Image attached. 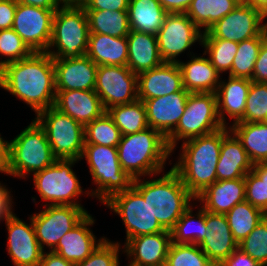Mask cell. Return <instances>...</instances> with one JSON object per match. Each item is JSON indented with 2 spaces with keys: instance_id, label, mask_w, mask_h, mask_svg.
I'll list each match as a JSON object with an SVG mask.
<instances>
[{
  "instance_id": "cell-52",
  "label": "cell",
  "mask_w": 267,
  "mask_h": 266,
  "mask_svg": "<svg viewBox=\"0 0 267 266\" xmlns=\"http://www.w3.org/2000/svg\"><path fill=\"white\" fill-rule=\"evenodd\" d=\"M167 13H186L192 0H158Z\"/></svg>"
},
{
  "instance_id": "cell-40",
  "label": "cell",
  "mask_w": 267,
  "mask_h": 266,
  "mask_svg": "<svg viewBox=\"0 0 267 266\" xmlns=\"http://www.w3.org/2000/svg\"><path fill=\"white\" fill-rule=\"evenodd\" d=\"M203 45V46H202ZM201 46L204 54H209L211 64L220 75L231 71L233 60L238 50V43L225 39H202Z\"/></svg>"
},
{
  "instance_id": "cell-4",
  "label": "cell",
  "mask_w": 267,
  "mask_h": 266,
  "mask_svg": "<svg viewBox=\"0 0 267 266\" xmlns=\"http://www.w3.org/2000/svg\"><path fill=\"white\" fill-rule=\"evenodd\" d=\"M171 153L166 138L150 127L138 133L122 135L117 146L122 170L133 180L141 176L160 175Z\"/></svg>"
},
{
  "instance_id": "cell-45",
  "label": "cell",
  "mask_w": 267,
  "mask_h": 266,
  "mask_svg": "<svg viewBox=\"0 0 267 266\" xmlns=\"http://www.w3.org/2000/svg\"><path fill=\"white\" fill-rule=\"evenodd\" d=\"M120 247V242L106 238L85 260L75 266H119Z\"/></svg>"
},
{
  "instance_id": "cell-6",
  "label": "cell",
  "mask_w": 267,
  "mask_h": 266,
  "mask_svg": "<svg viewBox=\"0 0 267 266\" xmlns=\"http://www.w3.org/2000/svg\"><path fill=\"white\" fill-rule=\"evenodd\" d=\"M84 158L88 163L92 183L98 186L91 192L87 190V196H94L104 203L114 194L132 186L133 179L122 170L119 163L117 147L84 144L80 161Z\"/></svg>"
},
{
  "instance_id": "cell-20",
  "label": "cell",
  "mask_w": 267,
  "mask_h": 266,
  "mask_svg": "<svg viewBox=\"0 0 267 266\" xmlns=\"http://www.w3.org/2000/svg\"><path fill=\"white\" fill-rule=\"evenodd\" d=\"M56 91L94 90L98 66L86 55L53 58Z\"/></svg>"
},
{
  "instance_id": "cell-10",
  "label": "cell",
  "mask_w": 267,
  "mask_h": 266,
  "mask_svg": "<svg viewBox=\"0 0 267 266\" xmlns=\"http://www.w3.org/2000/svg\"><path fill=\"white\" fill-rule=\"evenodd\" d=\"M36 116L34 119L44 129L53 155L57 159L80 160L85 143L84 126L54 106Z\"/></svg>"
},
{
  "instance_id": "cell-55",
  "label": "cell",
  "mask_w": 267,
  "mask_h": 266,
  "mask_svg": "<svg viewBox=\"0 0 267 266\" xmlns=\"http://www.w3.org/2000/svg\"><path fill=\"white\" fill-rule=\"evenodd\" d=\"M21 4L41 7L45 9H58L61 5L57 0H16Z\"/></svg>"
},
{
  "instance_id": "cell-50",
  "label": "cell",
  "mask_w": 267,
  "mask_h": 266,
  "mask_svg": "<svg viewBox=\"0 0 267 266\" xmlns=\"http://www.w3.org/2000/svg\"><path fill=\"white\" fill-rule=\"evenodd\" d=\"M218 266H263L251 256L237 248L227 259Z\"/></svg>"
},
{
  "instance_id": "cell-15",
  "label": "cell",
  "mask_w": 267,
  "mask_h": 266,
  "mask_svg": "<svg viewBox=\"0 0 267 266\" xmlns=\"http://www.w3.org/2000/svg\"><path fill=\"white\" fill-rule=\"evenodd\" d=\"M57 9H45L17 2L12 29L32 52H46L52 37Z\"/></svg>"
},
{
  "instance_id": "cell-8",
  "label": "cell",
  "mask_w": 267,
  "mask_h": 266,
  "mask_svg": "<svg viewBox=\"0 0 267 266\" xmlns=\"http://www.w3.org/2000/svg\"><path fill=\"white\" fill-rule=\"evenodd\" d=\"M223 127L218 114L216 93H190L176 128L166 137L167 145L174 152L178 141L184 142Z\"/></svg>"
},
{
  "instance_id": "cell-29",
  "label": "cell",
  "mask_w": 267,
  "mask_h": 266,
  "mask_svg": "<svg viewBox=\"0 0 267 266\" xmlns=\"http://www.w3.org/2000/svg\"><path fill=\"white\" fill-rule=\"evenodd\" d=\"M127 67L136 75L163 64L157 37L153 34L130 30L127 36Z\"/></svg>"
},
{
  "instance_id": "cell-19",
  "label": "cell",
  "mask_w": 267,
  "mask_h": 266,
  "mask_svg": "<svg viewBox=\"0 0 267 266\" xmlns=\"http://www.w3.org/2000/svg\"><path fill=\"white\" fill-rule=\"evenodd\" d=\"M172 243L171 232L140 235L130 238L122 247L128 266H165Z\"/></svg>"
},
{
  "instance_id": "cell-12",
  "label": "cell",
  "mask_w": 267,
  "mask_h": 266,
  "mask_svg": "<svg viewBox=\"0 0 267 266\" xmlns=\"http://www.w3.org/2000/svg\"><path fill=\"white\" fill-rule=\"evenodd\" d=\"M88 211L72 205H48L31 216L37 241L43 251L45 246L52 251L60 238L78 224Z\"/></svg>"
},
{
  "instance_id": "cell-26",
  "label": "cell",
  "mask_w": 267,
  "mask_h": 266,
  "mask_svg": "<svg viewBox=\"0 0 267 266\" xmlns=\"http://www.w3.org/2000/svg\"><path fill=\"white\" fill-rule=\"evenodd\" d=\"M195 199L205 211L227 214L236 204L245 201V178L217 180Z\"/></svg>"
},
{
  "instance_id": "cell-35",
  "label": "cell",
  "mask_w": 267,
  "mask_h": 266,
  "mask_svg": "<svg viewBox=\"0 0 267 266\" xmlns=\"http://www.w3.org/2000/svg\"><path fill=\"white\" fill-rule=\"evenodd\" d=\"M121 135L141 132L148 128L146 109L143 101L137 99L128 104L115 105L106 110Z\"/></svg>"
},
{
  "instance_id": "cell-16",
  "label": "cell",
  "mask_w": 267,
  "mask_h": 266,
  "mask_svg": "<svg viewBox=\"0 0 267 266\" xmlns=\"http://www.w3.org/2000/svg\"><path fill=\"white\" fill-rule=\"evenodd\" d=\"M95 92L105 110L138 99L137 75L127 66H98Z\"/></svg>"
},
{
  "instance_id": "cell-1",
  "label": "cell",
  "mask_w": 267,
  "mask_h": 266,
  "mask_svg": "<svg viewBox=\"0 0 267 266\" xmlns=\"http://www.w3.org/2000/svg\"><path fill=\"white\" fill-rule=\"evenodd\" d=\"M0 87L22 100L35 112L55 104V69L53 58L46 52H33L29 57L0 68Z\"/></svg>"
},
{
  "instance_id": "cell-59",
  "label": "cell",
  "mask_w": 267,
  "mask_h": 266,
  "mask_svg": "<svg viewBox=\"0 0 267 266\" xmlns=\"http://www.w3.org/2000/svg\"><path fill=\"white\" fill-rule=\"evenodd\" d=\"M239 3H244L246 4L249 0H237Z\"/></svg>"
},
{
  "instance_id": "cell-37",
  "label": "cell",
  "mask_w": 267,
  "mask_h": 266,
  "mask_svg": "<svg viewBox=\"0 0 267 266\" xmlns=\"http://www.w3.org/2000/svg\"><path fill=\"white\" fill-rule=\"evenodd\" d=\"M192 213L193 205H191L176 222L175 227L171 230L173 243L198 245L204 239L206 233L205 210L202 207H200V209L198 207L196 217L194 216L195 214Z\"/></svg>"
},
{
  "instance_id": "cell-43",
  "label": "cell",
  "mask_w": 267,
  "mask_h": 266,
  "mask_svg": "<svg viewBox=\"0 0 267 266\" xmlns=\"http://www.w3.org/2000/svg\"><path fill=\"white\" fill-rule=\"evenodd\" d=\"M238 248L263 266H267V215L245 239L238 243Z\"/></svg>"
},
{
  "instance_id": "cell-9",
  "label": "cell",
  "mask_w": 267,
  "mask_h": 266,
  "mask_svg": "<svg viewBox=\"0 0 267 266\" xmlns=\"http://www.w3.org/2000/svg\"><path fill=\"white\" fill-rule=\"evenodd\" d=\"M77 159H57L52 165L33 174V183L41 199L48 205L83 207L77 200L84 194L72 167Z\"/></svg>"
},
{
  "instance_id": "cell-31",
  "label": "cell",
  "mask_w": 267,
  "mask_h": 266,
  "mask_svg": "<svg viewBox=\"0 0 267 266\" xmlns=\"http://www.w3.org/2000/svg\"><path fill=\"white\" fill-rule=\"evenodd\" d=\"M130 30L156 35L168 14L158 0H129Z\"/></svg>"
},
{
  "instance_id": "cell-21",
  "label": "cell",
  "mask_w": 267,
  "mask_h": 266,
  "mask_svg": "<svg viewBox=\"0 0 267 266\" xmlns=\"http://www.w3.org/2000/svg\"><path fill=\"white\" fill-rule=\"evenodd\" d=\"M205 223V237L198 245L218 266L238 248V242L232 235L225 214L205 211Z\"/></svg>"
},
{
  "instance_id": "cell-18",
  "label": "cell",
  "mask_w": 267,
  "mask_h": 266,
  "mask_svg": "<svg viewBox=\"0 0 267 266\" xmlns=\"http://www.w3.org/2000/svg\"><path fill=\"white\" fill-rule=\"evenodd\" d=\"M189 94L183 89L162 97L144 100L148 127L159 131L166 138L176 128L183 115Z\"/></svg>"
},
{
  "instance_id": "cell-41",
  "label": "cell",
  "mask_w": 267,
  "mask_h": 266,
  "mask_svg": "<svg viewBox=\"0 0 267 266\" xmlns=\"http://www.w3.org/2000/svg\"><path fill=\"white\" fill-rule=\"evenodd\" d=\"M165 266H215L199 245L171 243Z\"/></svg>"
},
{
  "instance_id": "cell-7",
  "label": "cell",
  "mask_w": 267,
  "mask_h": 266,
  "mask_svg": "<svg viewBox=\"0 0 267 266\" xmlns=\"http://www.w3.org/2000/svg\"><path fill=\"white\" fill-rule=\"evenodd\" d=\"M56 160L44 129L34 119L10 141L8 175L26 178L47 168Z\"/></svg>"
},
{
  "instance_id": "cell-27",
  "label": "cell",
  "mask_w": 267,
  "mask_h": 266,
  "mask_svg": "<svg viewBox=\"0 0 267 266\" xmlns=\"http://www.w3.org/2000/svg\"><path fill=\"white\" fill-rule=\"evenodd\" d=\"M250 86L251 80L246 78L228 76L227 82L226 80H220L216 97L219 118L224 127H229L226 116L230 120L233 119L232 125L243 118Z\"/></svg>"
},
{
  "instance_id": "cell-5",
  "label": "cell",
  "mask_w": 267,
  "mask_h": 266,
  "mask_svg": "<svg viewBox=\"0 0 267 266\" xmlns=\"http://www.w3.org/2000/svg\"><path fill=\"white\" fill-rule=\"evenodd\" d=\"M88 37L85 8L82 5L60 6L53 17L52 37L46 53L52 58L63 59L86 55Z\"/></svg>"
},
{
  "instance_id": "cell-54",
  "label": "cell",
  "mask_w": 267,
  "mask_h": 266,
  "mask_svg": "<svg viewBox=\"0 0 267 266\" xmlns=\"http://www.w3.org/2000/svg\"><path fill=\"white\" fill-rule=\"evenodd\" d=\"M10 164V141L4 140L0 134V173L8 175Z\"/></svg>"
},
{
  "instance_id": "cell-60",
  "label": "cell",
  "mask_w": 267,
  "mask_h": 266,
  "mask_svg": "<svg viewBox=\"0 0 267 266\" xmlns=\"http://www.w3.org/2000/svg\"><path fill=\"white\" fill-rule=\"evenodd\" d=\"M263 123H265L267 125V116H266L265 120L263 121Z\"/></svg>"
},
{
  "instance_id": "cell-49",
  "label": "cell",
  "mask_w": 267,
  "mask_h": 266,
  "mask_svg": "<svg viewBox=\"0 0 267 266\" xmlns=\"http://www.w3.org/2000/svg\"><path fill=\"white\" fill-rule=\"evenodd\" d=\"M16 4V0H0V30L12 28Z\"/></svg>"
},
{
  "instance_id": "cell-39",
  "label": "cell",
  "mask_w": 267,
  "mask_h": 266,
  "mask_svg": "<svg viewBox=\"0 0 267 266\" xmlns=\"http://www.w3.org/2000/svg\"><path fill=\"white\" fill-rule=\"evenodd\" d=\"M84 131V144H97L108 147H117L122 136L120 129L116 126L107 111L104 112L100 117L87 124L84 127Z\"/></svg>"
},
{
  "instance_id": "cell-24",
  "label": "cell",
  "mask_w": 267,
  "mask_h": 266,
  "mask_svg": "<svg viewBox=\"0 0 267 266\" xmlns=\"http://www.w3.org/2000/svg\"><path fill=\"white\" fill-rule=\"evenodd\" d=\"M54 107L84 127L106 112L95 90L56 91Z\"/></svg>"
},
{
  "instance_id": "cell-25",
  "label": "cell",
  "mask_w": 267,
  "mask_h": 266,
  "mask_svg": "<svg viewBox=\"0 0 267 266\" xmlns=\"http://www.w3.org/2000/svg\"><path fill=\"white\" fill-rule=\"evenodd\" d=\"M253 165L240 140L229 127H223V140L216 167L217 180L243 178L253 169Z\"/></svg>"
},
{
  "instance_id": "cell-58",
  "label": "cell",
  "mask_w": 267,
  "mask_h": 266,
  "mask_svg": "<svg viewBox=\"0 0 267 266\" xmlns=\"http://www.w3.org/2000/svg\"><path fill=\"white\" fill-rule=\"evenodd\" d=\"M61 6L83 5L85 0H57Z\"/></svg>"
},
{
  "instance_id": "cell-36",
  "label": "cell",
  "mask_w": 267,
  "mask_h": 266,
  "mask_svg": "<svg viewBox=\"0 0 267 266\" xmlns=\"http://www.w3.org/2000/svg\"><path fill=\"white\" fill-rule=\"evenodd\" d=\"M225 216L234 239L240 243L266 214L245 200L236 204Z\"/></svg>"
},
{
  "instance_id": "cell-42",
  "label": "cell",
  "mask_w": 267,
  "mask_h": 266,
  "mask_svg": "<svg viewBox=\"0 0 267 266\" xmlns=\"http://www.w3.org/2000/svg\"><path fill=\"white\" fill-rule=\"evenodd\" d=\"M267 116V83L251 81L244 116L239 122L260 123Z\"/></svg>"
},
{
  "instance_id": "cell-51",
  "label": "cell",
  "mask_w": 267,
  "mask_h": 266,
  "mask_svg": "<svg viewBox=\"0 0 267 266\" xmlns=\"http://www.w3.org/2000/svg\"><path fill=\"white\" fill-rule=\"evenodd\" d=\"M10 193L11 191L0 183V221H6L15 215V213L12 212L13 198H11L12 195Z\"/></svg>"
},
{
  "instance_id": "cell-46",
  "label": "cell",
  "mask_w": 267,
  "mask_h": 266,
  "mask_svg": "<svg viewBox=\"0 0 267 266\" xmlns=\"http://www.w3.org/2000/svg\"><path fill=\"white\" fill-rule=\"evenodd\" d=\"M245 178V200L267 215V185L253 171H249Z\"/></svg>"
},
{
  "instance_id": "cell-53",
  "label": "cell",
  "mask_w": 267,
  "mask_h": 266,
  "mask_svg": "<svg viewBox=\"0 0 267 266\" xmlns=\"http://www.w3.org/2000/svg\"><path fill=\"white\" fill-rule=\"evenodd\" d=\"M39 266H75V264H72L52 251H43Z\"/></svg>"
},
{
  "instance_id": "cell-3",
  "label": "cell",
  "mask_w": 267,
  "mask_h": 266,
  "mask_svg": "<svg viewBox=\"0 0 267 266\" xmlns=\"http://www.w3.org/2000/svg\"><path fill=\"white\" fill-rule=\"evenodd\" d=\"M162 175L152 180L136 178L132 186L148 202L153 216L160 225L171 231L182 214L192 205V199H196L172 167Z\"/></svg>"
},
{
  "instance_id": "cell-57",
  "label": "cell",
  "mask_w": 267,
  "mask_h": 266,
  "mask_svg": "<svg viewBox=\"0 0 267 266\" xmlns=\"http://www.w3.org/2000/svg\"><path fill=\"white\" fill-rule=\"evenodd\" d=\"M246 4L251 5L267 16V0H249Z\"/></svg>"
},
{
  "instance_id": "cell-56",
  "label": "cell",
  "mask_w": 267,
  "mask_h": 266,
  "mask_svg": "<svg viewBox=\"0 0 267 266\" xmlns=\"http://www.w3.org/2000/svg\"><path fill=\"white\" fill-rule=\"evenodd\" d=\"M258 176L259 178L264 181L267 185V162L263 163H257L253 165L252 169Z\"/></svg>"
},
{
  "instance_id": "cell-38",
  "label": "cell",
  "mask_w": 267,
  "mask_h": 266,
  "mask_svg": "<svg viewBox=\"0 0 267 266\" xmlns=\"http://www.w3.org/2000/svg\"><path fill=\"white\" fill-rule=\"evenodd\" d=\"M267 37V29L260 35L245 39L238 43V50L233 60L230 77L252 80L255 62L263 40Z\"/></svg>"
},
{
  "instance_id": "cell-32",
  "label": "cell",
  "mask_w": 267,
  "mask_h": 266,
  "mask_svg": "<svg viewBox=\"0 0 267 266\" xmlns=\"http://www.w3.org/2000/svg\"><path fill=\"white\" fill-rule=\"evenodd\" d=\"M242 143L253 164L267 162V125L263 122H238L229 126Z\"/></svg>"
},
{
  "instance_id": "cell-2",
  "label": "cell",
  "mask_w": 267,
  "mask_h": 266,
  "mask_svg": "<svg viewBox=\"0 0 267 266\" xmlns=\"http://www.w3.org/2000/svg\"><path fill=\"white\" fill-rule=\"evenodd\" d=\"M222 140L223 128L181 144L182 151L172 168L195 198L217 181L216 167Z\"/></svg>"
},
{
  "instance_id": "cell-33",
  "label": "cell",
  "mask_w": 267,
  "mask_h": 266,
  "mask_svg": "<svg viewBox=\"0 0 267 266\" xmlns=\"http://www.w3.org/2000/svg\"><path fill=\"white\" fill-rule=\"evenodd\" d=\"M89 34H104L112 37H127L130 23L127 10H86Z\"/></svg>"
},
{
  "instance_id": "cell-22",
  "label": "cell",
  "mask_w": 267,
  "mask_h": 266,
  "mask_svg": "<svg viewBox=\"0 0 267 266\" xmlns=\"http://www.w3.org/2000/svg\"><path fill=\"white\" fill-rule=\"evenodd\" d=\"M93 218L88 213L60 238L52 252L75 265L85 260L106 239L102 237L97 240L92 230H90L89 226H92L95 222Z\"/></svg>"
},
{
  "instance_id": "cell-47",
  "label": "cell",
  "mask_w": 267,
  "mask_h": 266,
  "mask_svg": "<svg viewBox=\"0 0 267 266\" xmlns=\"http://www.w3.org/2000/svg\"><path fill=\"white\" fill-rule=\"evenodd\" d=\"M251 81L256 83H267V37L261 44Z\"/></svg>"
},
{
  "instance_id": "cell-34",
  "label": "cell",
  "mask_w": 267,
  "mask_h": 266,
  "mask_svg": "<svg viewBox=\"0 0 267 266\" xmlns=\"http://www.w3.org/2000/svg\"><path fill=\"white\" fill-rule=\"evenodd\" d=\"M238 4L237 0H192L186 15L205 32Z\"/></svg>"
},
{
  "instance_id": "cell-30",
  "label": "cell",
  "mask_w": 267,
  "mask_h": 266,
  "mask_svg": "<svg viewBox=\"0 0 267 266\" xmlns=\"http://www.w3.org/2000/svg\"><path fill=\"white\" fill-rule=\"evenodd\" d=\"M86 56L97 66H127V37L89 34Z\"/></svg>"
},
{
  "instance_id": "cell-14",
  "label": "cell",
  "mask_w": 267,
  "mask_h": 266,
  "mask_svg": "<svg viewBox=\"0 0 267 266\" xmlns=\"http://www.w3.org/2000/svg\"><path fill=\"white\" fill-rule=\"evenodd\" d=\"M202 35L203 30H200L186 13H168L156 34L163 62L177 63L182 52L196 42L201 45Z\"/></svg>"
},
{
  "instance_id": "cell-44",
  "label": "cell",
  "mask_w": 267,
  "mask_h": 266,
  "mask_svg": "<svg viewBox=\"0 0 267 266\" xmlns=\"http://www.w3.org/2000/svg\"><path fill=\"white\" fill-rule=\"evenodd\" d=\"M33 52L22 38L12 29L0 30V68L4 65L29 57Z\"/></svg>"
},
{
  "instance_id": "cell-13",
  "label": "cell",
  "mask_w": 267,
  "mask_h": 266,
  "mask_svg": "<svg viewBox=\"0 0 267 266\" xmlns=\"http://www.w3.org/2000/svg\"><path fill=\"white\" fill-rule=\"evenodd\" d=\"M267 17L251 5L239 3L230 13L218 20L207 31L202 39H225L242 42L254 38L267 29Z\"/></svg>"
},
{
  "instance_id": "cell-17",
  "label": "cell",
  "mask_w": 267,
  "mask_h": 266,
  "mask_svg": "<svg viewBox=\"0 0 267 266\" xmlns=\"http://www.w3.org/2000/svg\"><path fill=\"white\" fill-rule=\"evenodd\" d=\"M30 224L16 214L5 221L8 231L7 251L14 266H39L43 250L36 238L31 217Z\"/></svg>"
},
{
  "instance_id": "cell-48",
  "label": "cell",
  "mask_w": 267,
  "mask_h": 266,
  "mask_svg": "<svg viewBox=\"0 0 267 266\" xmlns=\"http://www.w3.org/2000/svg\"><path fill=\"white\" fill-rule=\"evenodd\" d=\"M85 10H128L129 0H85Z\"/></svg>"
},
{
  "instance_id": "cell-23",
  "label": "cell",
  "mask_w": 267,
  "mask_h": 266,
  "mask_svg": "<svg viewBox=\"0 0 267 266\" xmlns=\"http://www.w3.org/2000/svg\"><path fill=\"white\" fill-rule=\"evenodd\" d=\"M138 99L162 97L184 89L182 73L177 63L160 66L137 75Z\"/></svg>"
},
{
  "instance_id": "cell-28",
  "label": "cell",
  "mask_w": 267,
  "mask_h": 266,
  "mask_svg": "<svg viewBox=\"0 0 267 266\" xmlns=\"http://www.w3.org/2000/svg\"><path fill=\"white\" fill-rule=\"evenodd\" d=\"M188 62L178 61L182 73L184 89L189 93H216L220 83V73L211 64L208 57L191 54Z\"/></svg>"
},
{
  "instance_id": "cell-11",
  "label": "cell",
  "mask_w": 267,
  "mask_h": 266,
  "mask_svg": "<svg viewBox=\"0 0 267 266\" xmlns=\"http://www.w3.org/2000/svg\"><path fill=\"white\" fill-rule=\"evenodd\" d=\"M104 204L122 219L126 229L124 244L130 238L140 235L171 232L160 225L153 216L148 202L133 186L114 194Z\"/></svg>"
}]
</instances>
